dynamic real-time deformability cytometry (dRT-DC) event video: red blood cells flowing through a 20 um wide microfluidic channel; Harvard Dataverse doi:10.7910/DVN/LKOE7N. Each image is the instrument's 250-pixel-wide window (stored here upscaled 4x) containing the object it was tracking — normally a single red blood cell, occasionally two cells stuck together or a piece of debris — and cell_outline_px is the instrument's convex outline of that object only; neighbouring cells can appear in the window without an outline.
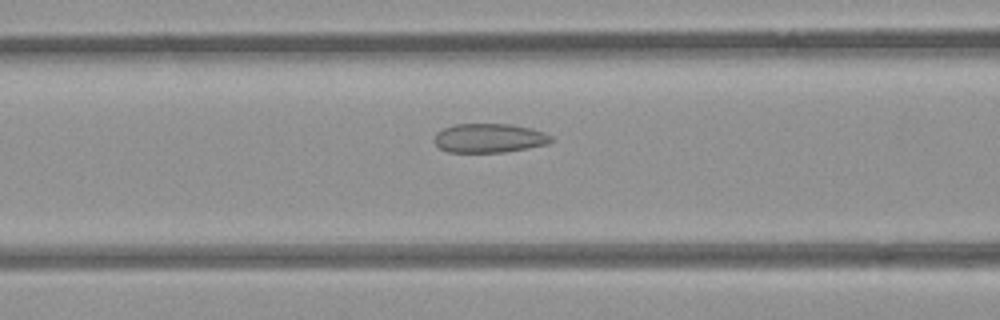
{"species": "common noctule bat (a hibernating species)", "species_latin": "Nyctalus noctula", "temperature_condition": "room temperature", "stored_images_in_passage": 41, "camera_frame_rate_fps": 3000, "um_per_image_px": 0.085, "animal": {"sex": "female", "body_mass_g": 21.9}, "frame": {"image": 1, "passage_image": 9, "time_ms": 2.667, "image_size_px": [1000, 320], "cell_outline_px": [[552, 140], [548, 144], [528, 148], [504, 152], [448, 152], [440, 148], [436, 144], [436, 132], [444, 128], [456, 124], [508, 124], [532, 128], [544, 132], [552, 136]], "centroid_in_image_um": [41.62, 11.74], "position_along_channel_um": 125.0, "area_um2": 19.71}}
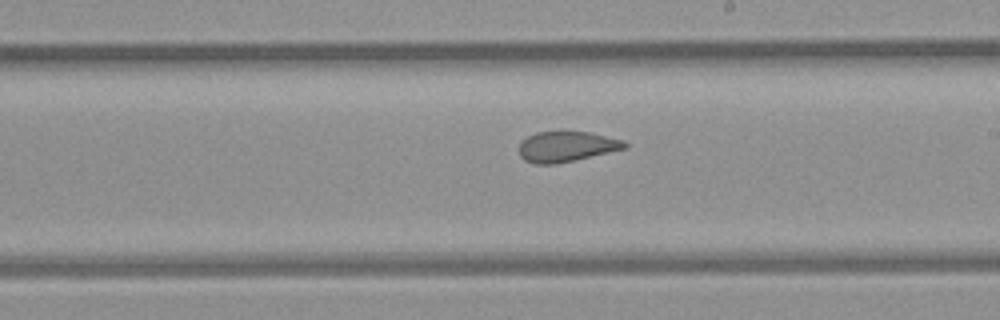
{"frame": {"image": 2, "passage_image": 18, "time_ms": 5.667, "image_size_px": [1000, 320], "cell_outline_px": [[628, 148], [556, 164], [536, 164], [524, 160], [520, 156], [520, 144], [528, 136], [536, 132], [560, 128], [588, 132], [624, 140], [628, 144]], "centroid_in_image_um": [48.16, 12.41], "position_along_channel_um": 240.8, "area_um2": 19.31}}
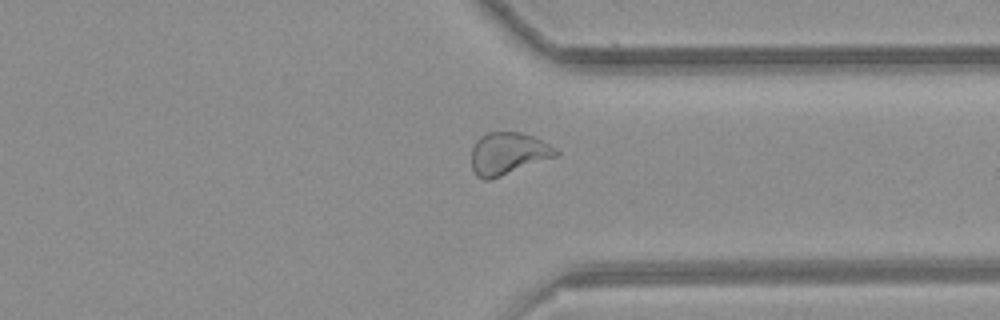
{"frame": {"image": 3, "passage_image": 28, "time_ms": 9.0, "image_size_px": [1000, 320], "cell_outline_px": [[560, 152], [556, 156], [500, 176], [488, 180], [484, 180], [476, 176], [472, 168], [472, 148], [476, 140], [480, 136], [488, 132], [520, 132], [536, 136], [556, 148]], "centroid_in_image_um": [43.18, 13.03], "position_along_channel_um": 368.2, "area_um2": 20.75}, "authors_computed_cell_mechanics": {"area_um2": 20.4612, "velocity_mm_per_s": 3.8548, "shape_relaxation_time_tau1_ms": null, "shape_relaxation_time_tau2_ms": 1.075, "deformation_change_tau1": null, "deformation_change_tau2": 0.0823}}